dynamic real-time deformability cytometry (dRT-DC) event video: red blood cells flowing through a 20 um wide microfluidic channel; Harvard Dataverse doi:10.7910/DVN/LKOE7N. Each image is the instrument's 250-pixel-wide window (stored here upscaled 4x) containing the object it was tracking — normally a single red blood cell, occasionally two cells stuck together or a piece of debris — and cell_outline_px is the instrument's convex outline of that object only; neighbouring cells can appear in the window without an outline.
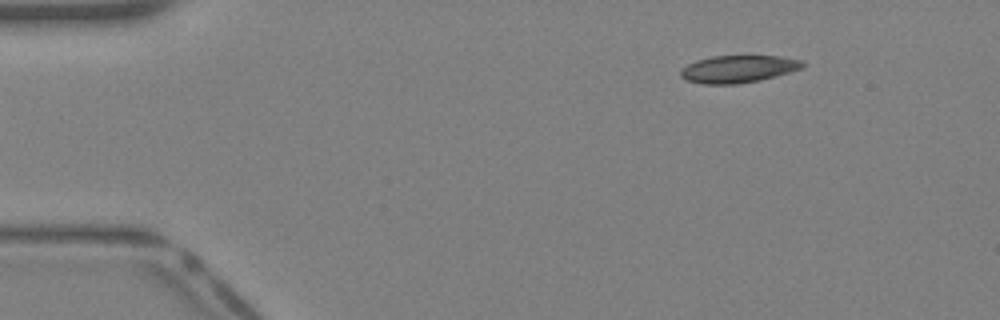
{"species": "Egyptian fruit bat (a non-hibernating species)", "species_latin": "Rousettus aegyptiacus", "temperature_condition": "warm", "stored_images_in_passage": 35, "camera_frame_rate_fps": 3000, "um_per_image_px": 0.085, "animal": {"sex": "female"}, "frame": {"image": 1, "passage_image": 1, "time_ms": 0.0, "image_size_px": [1000, 320], "cell_outline_px": [[804, 68], [776, 76], [760, 80], [736, 84], [704, 84], [688, 80], [680, 76], [680, 72], [688, 64], [696, 60], [712, 56], [780, 56], [804, 60]], "centroid_in_image_um": [62.8, 5.86], "position_along_channel_um": 22.2, "area_um2": 19.42}}
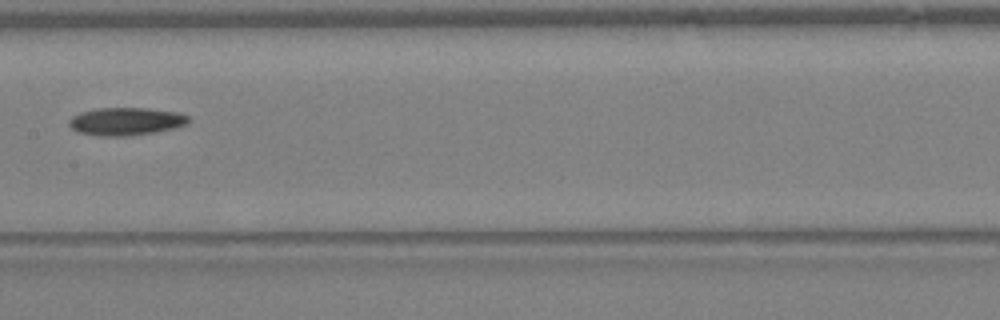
{"frame": {"image": 2, "passage_image": 16, "time_ms": 5.0, "image_size_px": [1000, 320], "cell_outline_px": [[192, 120], [188, 124], [176, 128], [128, 136], [100, 136], [80, 132], [72, 128], [68, 124], [68, 120], [72, 116], [80, 112], [96, 108], [144, 108], [176, 112], [188, 116]], "centroid_in_image_um": [10.71, 10.31], "position_along_channel_um": 196.7, "area_um2": 19.36}}
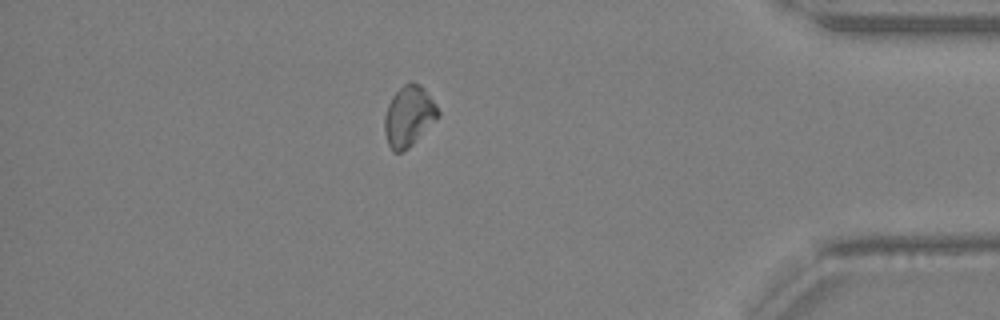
{"frame": {"image": 3, "passage_image": 30, "time_ms": 9.667, "image_size_px": [1000, 320], "cell_outline_px": [[440, 116], [408, 148], [400, 152], [392, 152], [388, 144], [384, 132], [384, 116], [388, 104], [392, 96], [404, 84], [420, 84], [424, 88], [436, 104], [440, 112]], "centroid_in_image_um": [34.74, 9.89], "position_along_channel_um": 400.5, "area_um2": 18.73}}